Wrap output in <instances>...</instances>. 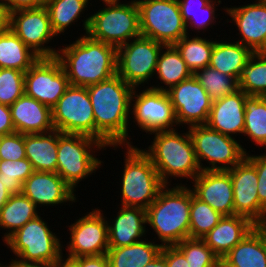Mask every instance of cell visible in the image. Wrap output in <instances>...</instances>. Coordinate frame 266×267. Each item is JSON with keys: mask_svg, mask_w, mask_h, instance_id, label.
Returning <instances> with one entry per match:
<instances>
[{"mask_svg": "<svg viewBox=\"0 0 266 267\" xmlns=\"http://www.w3.org/2000/svg\"><path fill=\"white\" fill-rule=\"evenodd\" d=\"M166 92L170 97L179 128L206 125L212 100L194 75Z\"/></svg>", "mask_w": 266, "mask_h": 267, "instance_id": "obj_17", "label": "cell"}, {"mask_svg": "<svg viewBox=\"0 0 266 267\" xmlns=\"http://www.w3.org/2000/svg\"><path fill=\"white\" fill-rule=\"evenodd\" d=\"M7 27L40 58L56 57L58 49L48 44L57 35L52 30L45 6L9 13Z\"/></svg>", "mask_w": 266, "mask_h": 267, "instance_id": "obj_14", "label": "cell"}, {"mask_svg": "<svg viewBox=\"0 0 266 267\" xmlns=\"http://www.w3.org/2000/svg\"><path fill=\"white\" fill-rule=\"evenodd\" d=\"M12 194L6 189L4 182L0 179V210L9 200Z\"/></svg>", "mask_w": 266, "mask_h": 267, "instance_id": "obj_51", "label": "cell"}, {"mask_svg": "<svg viewBox=\"0 0 266 267\" xmlns=\"http://www.w3.org/2000/svg\"><path fill=\"white\" fill-rule=\"evenodd\" d=\"M255 226L244 216H223L219 223L201 239L219 258H222Z\"/></svg>", "mask_w": 266, "mask_h": 267, "instance_id": "obj_25", "label": "cell"}, {"mask_svg": "<svg viewBox=\"0 0 266 267\" xmlns=\"http://www.w3.org/2000/svg\"><path fill=\"white\" fill-rule=\"evenodd\" d=\"M121 205L147 209L165 186L149 157L137 145H125Z\"/></svg>", "mask_w": 266, "mask_h": 267, "instance_id": "obj_6", "label": "cell"}, {"mask_svg": "<svg viewBox=\"0 0 266 267\" xmlns=\"http://www.w3.org/2000/svg\"><path fill=\"white\" fill-rule=\"evenodd\" d=\"M193 75L207 91L212 101L231 95L239 90L238 80L235 77L223 74L210 66L198 70Z\"/></svg>", "mask_w": 266, "mask_h": 267, "instance_id": "obj_38", "label": "cell"}, {"mask_svg": "<svg viewBox=\"0 0 266 267\" xmlns=\"http://www.w3.org/2000/svg\"><path fill=\"white\" fill-rule=\"evenodd\" d=\"M264 154L250 155L246 153V158L256 167L258 176L257 193L260 205L266 210V150Z\"/></svg>", "mask_w": 266, "mask_h": 267, "instance_id": "obj_44", "label": "cell"}, {"mask_svg": "<svg viewBox=\"0 0 266 267\" xmlns=\"http://www.w3.org/2000/svg\"><path fill=\"white\" fill-rule=\"evenodd\" d=\"M182 132L174 129L150 133L154 139L147 150L142 149L165 185H172L170 178L192 181L202 171L189 131Z\"/></svg>", "mask_w": 266, "mask_h": 267, "instance_id": "obj_4", "label": "cell"}, {"mask_svg": "<svg viewBox=\"0 0 266 267\" xmlns=\"http://www.w3.org/2000/svg\"><path fill=\"white\" fill-rule=\"evenodd\" d=\"M222 259L233 267H266L264 233L255 226Z\"/></svg>", "mask_w": 266, "mask_h": 267, "instance_id": "obj_27", "label": "cell"}, {"mask_svg": "<svg viewBox=\"0 0 266 267\" xmlns=\"http://www.w3.org/2000/svg\"><path fill=\"white\" fill-rule=\"evenodd\" d=\"M89 4L92 6L89 0H45L53 32L57 36L64 35L67 28L78 22L85 10L88 11Z\"/></svg>", "mask_w": 266, "mask_h": 267, "instance_id": "obj_33", "label": "cell"}, {"mask_svg": "<svg viewBox=\"0 0 266 267\" xmlns=\"http://www.w3.org/2000/svg\"><path fill=\"white\" fill-rule=\"evenodd\" d=\"M7 25H8V14L4 11V9L0 5V33L7 27Z\"/></svg>", "mask_w": 266, "mask_h": 267, "instance_id": "obj_53", "label": "cell"}, {"mask_svg": "<svg viewBox=\"0 0 266 267\" xmlns=\"http://www.w3.org/2000/svg\"><path fill=\"white\" fill-rule=\"evenodd\" d=\"M2 138H3V135H0V145H1V142H2Z\"/></svg>", "mask_w": 266, "mask_h": 267, "instance_id": "obj_57", "label": "cell"}, {"mask_svg": "<svg viewBox=\"0 0 266 267\" xmlns=\"http://www.w3.org/2000/svg\"><path fill=\"white\" fill-rule=\"evenodd\" d=\"M223 215L206 202L198 199L191 190L189 238H202L212 230Z\"/></svg>", "mask_w": 266, "mask_h": 267, "instance_id": "obj_37", "label": "cell"}, {"mask_svg": "<svg viewBox=\"0 0 266 267\" xmlns=\"http://www.w3.org/2000/svg\"><path fill=\"white\" fill-rule=\"evenodd\" d=\"M215 41L216 38L213 40V38L208 39V37L202 38L197 34L195 37L186 34L174 46L179 51L189 70L192 74H195L198 70L210 65Z\"/></svg>", "mask_w": 266, "mask_h": 267, "instance_id": "obj_34", "label": "cell"}, {"mask_svg": "<svg viewBox=\"0 0 266 267\" xmlns=\"http://www.w3.org/2000/svg\"><path fill=\"white\" fill-rule=\"evenodd\" d=\"M145 88L140 92L137 91V87L133 90L131 115L134 116L130 118L134 119L132 122L148 135L157 131L177 129L178 123L168 93L150 87Z\"/></svg>", "mask_w": 266, "mask_h": 267, "instance_id": "obj_13", "label": "cell"}, {"mask_svg": "<svg viewBox=\"0 0 266 267\" xmlns=\"http://www.w3.org/2000/svg\"><path fill=\"white\" fill-rule=\"evenodd\" d=\"M80 267H110L106 254L98 256H81L74 258Z\"/></svg>", "mask_w": 266, "mask_h": 267, "instance_id": "obj_49", "label": "cell"}, {"mask_svg": "<svg viewBox=\"0 0 266 267\" xmlns=\"http://www.w3.org/2000/svg\"><path fill=\"white\" fill-rule=\"evenodd\" d=\"M4 267H52V266H45V265H33V264H22L19 263L11 258V261L4 264Z\"/></svg>", "mask_w": 266, "mask_h": 267, "instance_id": "obj_54", "label": "cell"}, {"mask_svg": "<svg viewBox=\"0 0 266 267\" xmlns=\"http://www.w3.org/2000/svg\"><path fill=\"white\" fill-rule=\"evenodd\" d=\"M70 86L56 57L39 58L24 75L25 94L52 108Z\"/></svg>", "mask_w": 266, "mask_h": 267, "instance_id": "obj_16", "label": "cell"}, {"mask_svg": "<svg viewBox=\"0 0 266 267\" xmlns=\"http://www.w3.org/2000/svg\"><path fill=\"white\" fill-rule=\"evenodd\" d=\"M155 242L145 238L125 247H109L106 255L110 267H145L162 251L163 246Z\"/></svg>", "mask_w": 266, "mask_h": 267, "instance_id": "obj_30", "label": "cell"}, {"mask_svg": "<svg viewBox=\"0 0 266 267\" xmlns=\"http://www.w3.org/2000/svg\"><path fill=\"white\" fill-rule=\"evenodd\" d=\"M37 206L22 192L12 194L0 210V228L6 230L3 242L28 221L36 218L40 212Z\"/></svg>", "mask_w": 266, "mask_h": 267, "instance_id": "obj_31", "label": "cell"}, {"mask_svg": "<svg viewBox=\"0 0 266 267\" xmlns=\"http://www.w3.org/2000/svg\"><path fill=\"white\" fill-rule=\"evenodd\" d=\"M162 255L166 258L167 267H190L185 255L174 246H163Z\"/></svg>", "mask_w": 266, "mask_h": 267, "instance_id": "obj_47", "label": "cell"}, {"mask_svg": "<svg viewBox=\"0 0 266 267\" xmlns=\"http://www.w3.org/2000/svg\"><path fill=\"white\" fill-rule=\"evenodd\" d=\"M239 89L250 96L266 97V52H254L242 68Z\"/></svg>", "mask_w": 266, "mask_h": 267, "instance_id": "obj_36", "label": "cell"}, {"mask_svg": "<svg viewBox=\"0 0 266 267\" xmlns=\"http://www.w3.org/2000/svg\"><path fill=\"white\" fill-rule=\"evenodd\" d=\"M108 219L109 247H125L145 239L146 209L121 205L113 220Z\"/></svg>", "mask_w": 266, "mask_h": 267, "instance_id": "obj_23", "label": "cell"}, {"mask_svg": "<svg viewBox=\"0 0 266 267\" xmlns=\"http://www.w3.org/2000/svg\"><path fill=\"white\" fill-rule=\"evenodd\" d=\"M51 112L55 130L95 138L94 113L87 87L70 85Z\"/></svg>", "mask_w": 266, "mask_h": 267, "instance_id": "obj_12", "label": "cell"}, {"mask_svg": "<svg viewBox=\"0 0 266 267\" xmlns=\"http://www.w3.org/2000/svg\"><path fill=\"white\" fill-rule=\"evenodd\" d=\"M45 0H0V5L9 14L18 10L33 9L44 6Z\"/></svg>", "mask_w": 266, "mask_h": 267, "instance_id": "obj_45", "label": "cell"}, {"mask_svg": "<svg viewBox=\"0 0 266 267\" xmlns=\"http://www.w3.org/2000/svg\"><path fill=\"white\" fill-rule=\"evenodd\" d=\"M244 120L243 135L250 138L252 144L266 148V97H246Z\"/></svg>", "mask_w": 266, "mask_h": 267, "instance_id": "obj_35", "label": "cell"}, {"mask_svg": "<svg viewBox=\"0 0 266 267\" xmlns=\"http://www.w3.org/2000/svg\"><path fill=\"white\" fill-rule=\"evenodd\" d=\"M15 128L11 117L10 107L0 103V135L14 133Z\"/></svg>", "mask_w": 266, "mask_h": 267, "instance_id": "obj_48", "label": "cell"}, {"mask_svg": "<svg viewBox=\"0 0 266 267\" xmlns=\"http://www.w3.org/2000/svg\"><path fill=\"white\" fill-rule=\"evenodd\" d=\"M190 267H214L219 257L200 238H186L175 245Z\"/></svg>", "mask_w": 266, "mask_h": 267, "instance_id": "obj_40", "label": "cell"}, {"mask_svg": "<svg viewBox=\"0 0 266 267\" xmlns=\"http://www.w3.org/2000/svg\"><path fill=\"white\" fill-rule=\"evenodd\" d=\"M257 227L264 233L265 241H266V222L260 225H257Z\"/></svg>", "mask_w": 266, "mask_h": 267, "instance_id": "obj_56", "label": "cell"}, {"mask_svg": "<svg viewBox=\"0 0 266 267\" xmlns=\"http://www.w3.org/2000/svg\"><path fill=\"white\" fill-rule=\"evenodd\" d=\"M25 72L0 68V103L11 106L24 93Z\"/></svg>", "mask_w": 266, "mask_h": 267, "instance_id": "obj_41", "label": "cell"}, {"mask_svg": "<svg viewBox=\"0 0 266 267\" xmlns=\"http://www.w3.org/2000/svg\"><path fill=\"white\" fill-rule=\"evenodd\" d=\"M58 130L25 134V154L34 171L56 172Z\"/></svg>", "mask_w": 266, "mask_h": 267, "instance_id": "obj_26", "label": "cell"}, {"mask_svg": "<svg viewBox=\"0 0 266 267\" xmlns=\"http://www.w3.org/2000/svg\"><path fill=\"white\" fill-rule=\"evenodd\" d=\"M233 184L234 215L248 218L256 226L266 222V210L259 203L256 167L245 157L227 170Z\"/></svg>", "mask_w": 266, "mask_h": 267, "instance_id": "obj_18", "label": "cell"}, {"mask_svg": "<svg viewBox=\"0 0 266 267\" xmlns=\"http://www.w3.org/2000/svg\"><path fill=\"white\" fill-rule=\"evenodd\" d=\"M22 193L38 209L77 202L75 191L56 172L34 171L22 184Z\"/></svg>", "mask_w": 266, "mask_h": 267, "instance_id": "obj_20", "label": "cell"}, {"mask_svg": "<svg viewBox=\"0 0 266 267\" xmlns=\"http://www.w3.org/2000/svg\"><path fill=\"white\" fill-rule=\"evenodd\" d=\"M91 210L68 225L70 241L65 246L68 257L98 256L109 250L106 214L98 207Z\"/></svg>", "mask_w": 266, "mask_h": 267, "instance_id": "obj_15", "label": "cell"}, {"mask_svg": "<svg viewBox=\"0 0 266 267\" xmlns=\"http://www.w3.org/2000/svg\"><path fill=\"white\" fill-rule=\"evenodd\" d=\"M247 96L245 92L239 89L231 95L212 101L206 125L212 130L233 138L237 134H243Z\"/></svg>", "mask_w": 266, "mask_h": 267, "instance_id": "obj_22", "label": "cell"}, {"mask_svg": "<svg viewBox=\"0 0 266 267\" xmlns=\"http://www.w3.org/2000/svg\"><path fill=\"white\" fill-rule=\"evenodd\" d=\"M187 129L202 171H227L246 157L247 150L240 140L212 130L207 125H194ZM204 160L208 166L202 163Z\"/></svg>", "mask_w": 266, "mask_h": 267, "instance_id": "obj_9", "label": "cell"}, {"mask_svg": "<svg viewBox=\"0 0 266 267\" xmlns=\"http://www.w3.org/2000/svg\"><path fill=\"white\" fill-rule=\"evenodd\" d=\"M9 107L16 132L34 134L54 130L51 108L25 93Z\"/></svg>", "mask_w": 266, "mask_h": 267, "instance_id": "obj_24", "label": "cell"}, {"mask_svg": "<svg viewBox=\"0 0 266 267\" xmlns=\"http://www.w3.org/2000/svg\"><path fill=\"white\" fill-rule=\"evenodd\" d=\"M232 41H224V38L222 40L216 39L209 66L238 80L242 68L254 52L241 43Z\"/></svg>", "mask_w": 266, "mask_h": 267, "instance_id": "obj_28", "label": "cell"}, {"mask_svg": "<svg viewBox=\"0 0 266 267\" xmlns=\"http://www.w3.org/2000/svg\"><path fill=\"white\" fill-rule=\"evenodd\" d=\"M145 267H167L166 258L161 253L152 261H150Z\"/></svg>", "mask_w": 266, "mask_h": 267, "instance_id": "obj_52", "label": "cell"}, {"mask_svg": "<svg viewBox=\"0 0 266 267\" xmlns=\"http://www.w3.org/2000/svg\"><path fill=\"white\" fill-rule=\"evenodd\" d=\"M178 184L165 185L146 209V223L162 246H174L189 238L191 188Z\"/></svg>", "mask_w": 266, "mask_h": 267, "instance_id": "obj_3", "label": "cell"}, {"mask_svg": "<svg viewBox=\"0 0 266 267\" xmlns=\"http://www.w3.org/2000/svg\"><path fill=\"white\" fill-rule=\"evenodd\" d=\"M190 183L198 199L223 216L234 215L233 184L228 171H201Z\"/></svg>", "mask_w": 266, "mask_h": 267, "instance_id": "obj_21", "label": "cell"}, {"mask_svg": "<svg viewBox=\"0 0 266 267\" xmlns=\"http://www.w3.org/2000/svg\"><path fill=\"white\" fill-rule=\"evenodd\" d=\"M26 158L25 134L14 132L3 135L0 145V160H19Z\"/></svg>", "mask_w": 266, "mask_h": 267, "instance_id": "obj_43", "label": "cell"}, {"mask_svg": "<svg viewBox=\"0 0 266 267\" xmlns=\"http://www.w3.org/2000/svg\"><path fill=\"white\" fill-rule=\"evenodd\" d=\"M214 267H233V266H231L230 264H228L224 259L219 258L216 261Z\"/></svg>", "mask_w": 266, "mask_h": 267, "instance_id": "obj_55", "label": "cell"}, {"mask_svg": "<svg viewBox=\"0 0 266 267\" xmlns=\"http://www.w3.org/2000/svg\"><path fill=\"white\" fill-rule=\"evenodd\" d=\"M220 4H222L221 0H212L207 6L203 7V11L192 15L191 18L185 23L188 35L190 33L189 28H191V30L194 28L192 30L194 32L197 30V34L203 30L204 34L205 31L207 32V29H210L209 25L213 27L214 24H217L216 18L218 13L216 11L219 9L216 7H218Z\"/></svg>", "mask_w": 266, "mask_h": 267, "instance_id": "obj_42", "label": "cell"}, {"mask_svg": "<svg viewBox=\"0 0 266 267\" xmlns=\"http://www.w3.org/2000/svg\"><path fill=\"white\" fill-rule=\"evenodd\" d=\"M192 75L177 48L174 45H164L158 57L154 76L165 86L157 82V85L150 83L148 87L166 92Z\"/></svg>", "mask_w": 266, "mask_h": 267, "instance_id": "obj_29", "label": "cell"}, {"mask_svg": "<svg viewBox=\"0 0 266 267\" xmlns=\"http://www.w3.org/2000/svg\"><path fill=\"white\" fill-rule=\"evenodd\" d=\"M163 46L164 44L144 36H139L119 46L117 48V75L134 88H141L145 83L148 84V81L154 78L156 64Z\"/></svg>", "mask_w": 266, "mask_h": 267, "instance_id": "obj_11", "label": "cell"}, {"mask_svg": "<svg viewBox=\"0 0 266 267\" xmlns=\"http://www.w3.org/2000/svg\"><path fill=\"white\" fill-rule=\"evenodd\" d=\"M107 146L94 137L58 131L56 173L74 190L83 179L88 178L104 163L95 157V151ZM94 150V151H93ZM95 153V154H94Z\"/></svg>", "mask_w": 266, "mask_h": 267, "instance_id": "obj_8", "label": "cell"}, {"mask_svg": "<svg viewBox=\"0 0 266 267\" xmlns=\"http://www.w3.org/2000/svg\"><path fill=\"white\" fill-rule=\"evenodd\" d=\"M99 1L105 6L82 20L84 35L116 48L141 36L139 9L135 0L128 3L120 0Z\"/></svg>", "mask_w": 266, "mask_h": 267, "instance_id": "obj_5", "label": "cell"}, {"mask_svg": "<svg viewBox=\"0 0 266 267\" xmlns=\"http://www.w3.org/2000/svg\"><path fill=\"white\" fill-rule=\"evenodd\" d=\"M141 36L174 45L187 33L177 0H135Z\"/></svg>", "mask_w": 266, "mask_h": 267, "instance_id": "obj_10", "label": "cell"}, {"mask_svg": "<svg viewBox=\"0 0 266 267\" xmlns=\"http://www.w3.org/2000/svg\"><path fill=\"white\" fill-rule=\"evenodd\" d=\"M34 172L27 158L19 160H0V179L11 194L21 193L22 184Z\"/></svg>", "mask_w": 266, "mask_h": 267, "instance_id": "obj_39", "label": "cell"}, {"mask_svg": "<svg viewBox=\"0 0 266 267\" xmlns=\"http://www.w3.org/2000/svg\"><path fill=\"white\" fill-rule=\"evenodd\" d=\"M39 58L10 28L0 33V68L26 72Z\"/></svg>", "mask_w": 266, "mask_h": 267, "instance_id": "obj_32", "label": "cell"}, {"mask_svg": "<svg viewBox=\"0 0 266 267\" xmlns=\"http://www.w3.org/2000/svg\"><path fill=\"white\" fill-rule=\"evenodd\" d=\"M183 21L186 23L192 15L203 11L212 0H177Z\"/></svg>", "mask_w": 266, "mask_h": 267, "instance_id": "obj_46", "label": "cell"}, {"mask_svg": "<svg viewBox=\"0 0 266 267\" xmlns=\"http://www.w3.org/2000/svg\"><path fill=\"white\" fill-rule=\"evenodd\" d=\"M52 267H80V264L74 258L68 256H64L63 258L62 254Z\"/></svg>", "mask_w": 266, "mask_h": 267, "instance_id": "obj_50", "label": "cell"}, {"mask_svg": "<svg viewBox=\"0 0 266 267\" xmlns=\"http://www.w3.org/2000/svg\"><path fill=\"white\" fill-rule=\"evenodd\" d=\"M242 6L222 8L232 19L225 21L234 23L239 31L237 42L250 48L253 52H266V4L261 0Z\"/></svg>", "mask_w": 266, "mask_h": 267, "instance_id": "obj_19", "label": "cell"}, {"mask_svg": "<svg viewBox=\"0 0 266 267\" xmlns=\"http://www.w3.org/2000/svg\"><path fill=\"white\" fill-rule=\"evenodd\" d=\"M42 219L38 215L3 242L14 254L13 260L22 264L45 266H53L59 260L65 244L60 241L62 237L56 236L48 222Z\"/></svg>", "mask_w": 266, "mask_h": 267, "instance_id": "obj_7", "label": "cell"}, {"mask_svg": "<svg viewBox=\"0 0 266 267\" xmlns=\"http://www.w3.org/2000/svg\"><path fill=\"white\" fill-rule=\"evenodd\" d=\"M80 36L72 44L59 47L56 55L69 84L88 87L115 76L117 48L87 34Z\"/></svg>", "mask_w": 266, "mask_h": 267, "instance_id": "obj_2", "label": "cell"}, {"mask_svg": "<svg viewBox=\"0 0 266 267\" xmlns=\"http://www.w3.org/2000/svg\"><path fill=\"white\" fill-rule=\"evenodd\" d=\"M133 90L117 74L87 87L94 113L95 138L107 147H114L113 150L133 145L128 134Z\"/></svg>", "mask_w": 266, "mask_h": 267, "instance_id": "obj_1", "label": "cell"}]
</instances>
